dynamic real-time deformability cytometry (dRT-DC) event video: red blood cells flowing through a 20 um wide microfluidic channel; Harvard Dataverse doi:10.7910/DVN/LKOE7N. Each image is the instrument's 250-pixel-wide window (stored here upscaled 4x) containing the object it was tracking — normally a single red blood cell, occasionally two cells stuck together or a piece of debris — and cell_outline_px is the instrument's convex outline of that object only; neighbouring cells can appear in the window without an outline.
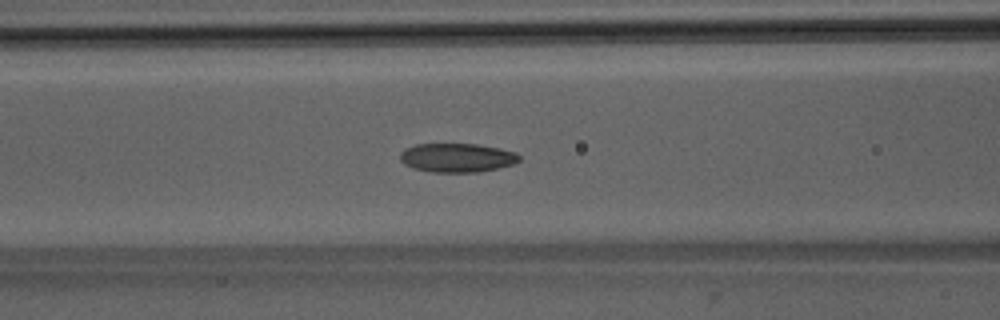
{"species": "Egyptian fruit bat (a non-hibernating species)", "species_latin": "Rousettus aegyptiacus", "temperature_condition": "room temperature", "stored_images_in_passage": 28, "camera_frame_rate_fps": 3000, "um_per_image_px": 0.085, "animal": {"sex": "male"}, "frame": {"image": 1, "passage_image": 12, "time_ms": 3.667, "image_size_px": [1000, 320], "cell_outline_px": [[520, 160], [516, 164], [476, 172], [432, 172], [412, 168], [404, 164], [400, 160], [400, 152], [404, 148], [416, 144], [476, 144], [500, 148], [516, 152], [520, 156]], "centroid_in_image_um": [38.84, 13.4], "position_along_channel_um": 127.8, "area_um2": 20.23}}
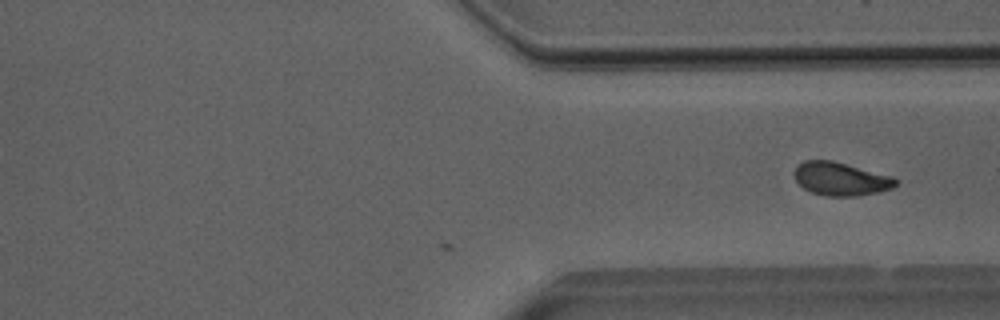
{"frame": {"image": 2, "passage_image": 28, "time_ms": 9.0, "image_size_px": [1000, 320], "cell_outline_px": [[900, 184], [892, 188], [880, 192], [856, 196], [824, 196], [812, 192], [804, 188], [796, 180], [796, 168], [804, 160], [832, 160], [896, 176], [900, 180]], "centroid_in_image_um": [71.58, 15.21], "position_along_channel_um": 339.8, "area_um2": 19.94}}